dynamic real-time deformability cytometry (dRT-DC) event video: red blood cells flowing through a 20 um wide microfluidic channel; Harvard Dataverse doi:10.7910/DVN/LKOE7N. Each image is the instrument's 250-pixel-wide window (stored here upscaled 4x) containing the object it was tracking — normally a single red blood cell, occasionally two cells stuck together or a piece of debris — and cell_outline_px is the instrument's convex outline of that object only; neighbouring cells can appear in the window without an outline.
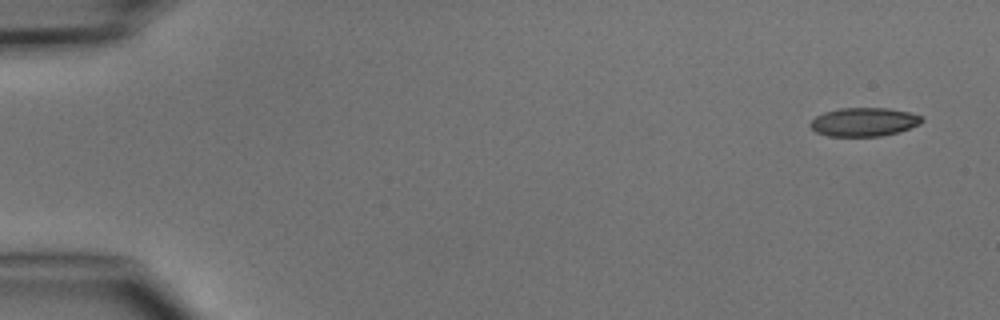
{"species": "common noctule bat (a hibernating species)", "species_latin": "Nyctalus noctula", "temperature_condition": "cold", "stored_images_in_passage": 5, "camera_frame_rate_fps": 3000, "um_per_image_px": 0.085, "animal": {"sex": "male", "body_mass_g": 15.6}, "frame": {"image": 1, "passage_image": 1, "time_ms": 0.0, "image_size_px": [1000, 320], "cell_outline_px": [[924, 120], [920, 124], [900, 132], [880, 136], [828, 136], [816, 132], [808, 124], [816, 116], [824, 112], [840, 108], [888, 108], [908, 112], [920, 116]], "centroid_in_image_um": [73.43, 10.37], "position_along_channel_um": 11.6, "area_um2": 18.61}}
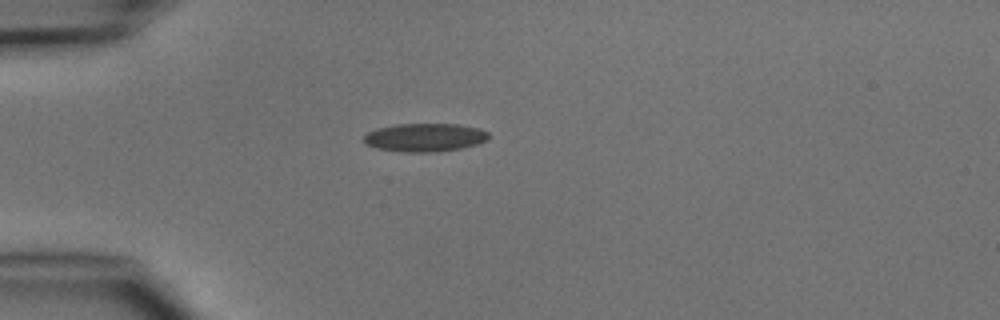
{"frame": {"image": 2, "passage_image": 4, "time_ms": 3.667, "image_size_px": [1000, 320], "cell_outline_px": [[488, 140], [476, 144], [460, 148], [436, 152], [404, 152], [376, 148], [364, 144], [364, 136], [368, 132], [376, 128], [396, 124], [456, 124], [480, 128], [488, 132]], "centroid_in_image_um": [36.09, 11.68], "position_along_channel_um": 48.9, "area_um2": 20.63}}